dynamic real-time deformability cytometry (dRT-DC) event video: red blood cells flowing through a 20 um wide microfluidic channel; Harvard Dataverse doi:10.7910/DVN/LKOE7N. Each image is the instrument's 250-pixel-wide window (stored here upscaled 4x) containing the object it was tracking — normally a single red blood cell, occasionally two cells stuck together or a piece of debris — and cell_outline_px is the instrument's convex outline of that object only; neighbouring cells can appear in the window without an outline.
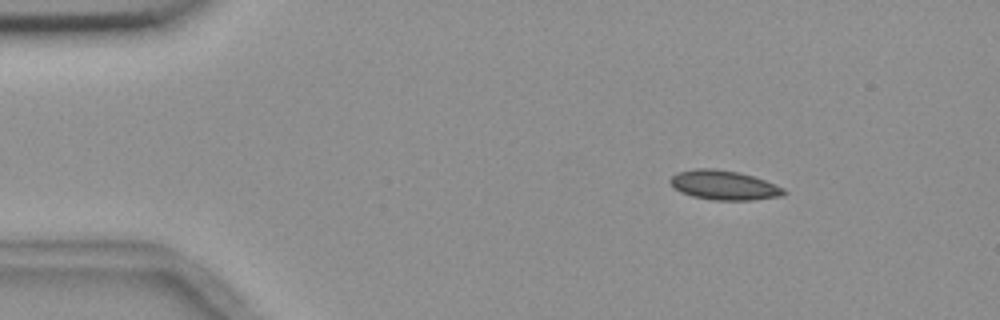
{"species": "common noctule bat (a hibernating species)", "species_latin": "Nyctalus noctula", "temperature_condition": "room temperature", "stored_images_in_passage": 4, "camera_frame_rate_fps": 3000, "um_per_image_px": 0.085, "animal": {"sex": "female", "body_mass_g": 18.4}, "frame": {"image": 1, "passage_image": 1, "time_ms": 0.0, "image_size_px": [1000, 320], "cell_outline_px": [[788, 192], [780, 196], [752, 200], [712, 200], [692, 196], [680, 192], [668, 180], [676, 172], [696, 168], [712, 168], [740, 172], [764, 180], [784, 188]], "centroid_in_image_um": [61.52, 15.73], "position_along_channel_um": 23.5, "area_um2": 19.48}}
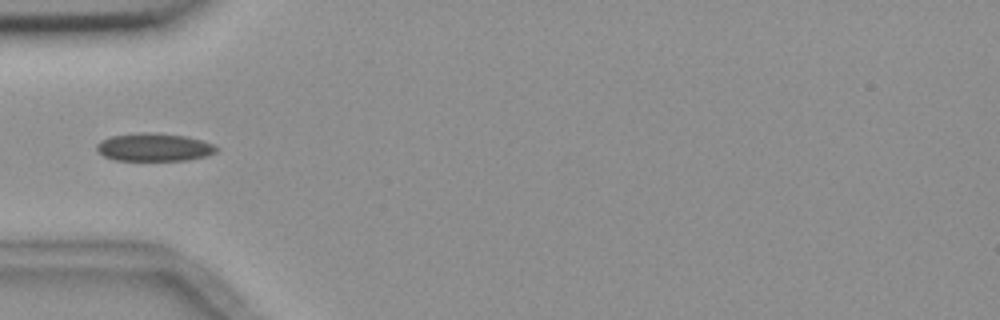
{"frame": {"image": 2, "passage_image": 4, "time_ms": 3.333, "image_size_px": [1000, 320], "cell_outline_px": [[216, 152], [204, 156], [188, 160], [116, 160], [104, 156], [96, 148], [96, 144], [100, 140], [112, 136], [140, 132], [156, 132], [184, 136], [200, 140], [212, 144], [216, 148]], "centroid_in_image_um": [13.05, 12.5], "position_along_channel_um": 71.9, "area_um2": 19.31}}